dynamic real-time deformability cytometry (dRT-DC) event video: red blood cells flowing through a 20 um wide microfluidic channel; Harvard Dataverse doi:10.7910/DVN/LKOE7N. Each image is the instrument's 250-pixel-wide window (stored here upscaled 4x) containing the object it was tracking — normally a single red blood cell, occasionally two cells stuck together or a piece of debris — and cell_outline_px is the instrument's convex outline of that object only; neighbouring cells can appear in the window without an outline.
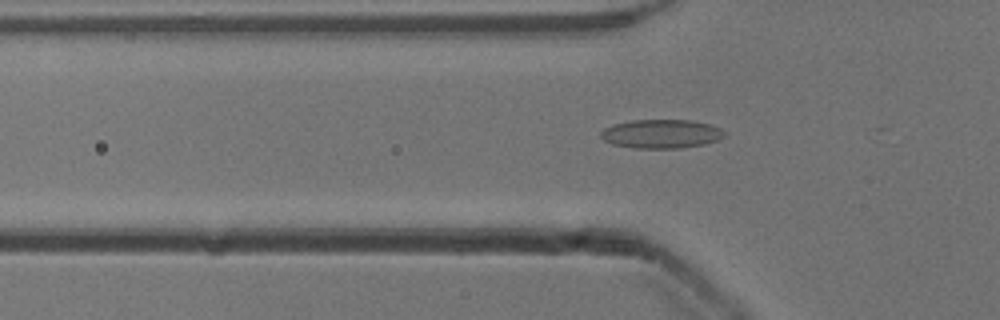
{"species": "common noctule bat (a hibernating species)", "species_latin": "Nyctalus noctula", "temperature_condition": "cold", "stored_images_in_passage": 14, "camera_frame_rate_fps": 3000, "um_per_image_px": 0.085, "animal": {"sex": "male", "body_mass_g": 13.3}, "frame": {"image": 1, "passage_image": 12, "time_ms": 3.667, "image_size_px": [1000, 320], "cell_outline_px": [[724, 136], [716, 140], [704, 144], [680, 148], [636, 148], [612, 144], [604, 140], [600, 136], [600, 132], [604, 128], [612, 124], [632, 120], [692, 120], [712, 124], [720, 128], [724, 132]], "centroid_in_image_um": [56.19, 11.37], "position_along_channel_um": 69.6, "area_um2": 20.81}}